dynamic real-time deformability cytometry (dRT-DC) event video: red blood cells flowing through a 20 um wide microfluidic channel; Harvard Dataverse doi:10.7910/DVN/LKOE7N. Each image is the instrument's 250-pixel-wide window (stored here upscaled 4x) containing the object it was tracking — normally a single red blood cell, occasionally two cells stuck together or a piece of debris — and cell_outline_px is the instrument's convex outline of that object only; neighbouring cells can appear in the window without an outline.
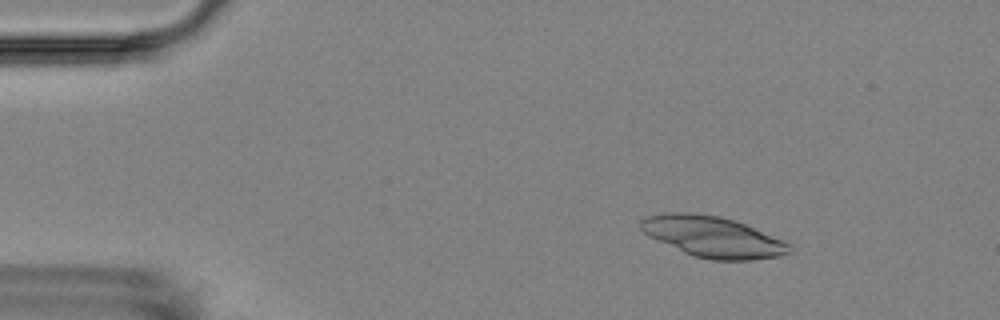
{"species": "Egyptian fruit bat (a non-hibernating species)", "species_latin": "Rousettus aegyptiacus", "temperature_condition": "room temperature", "stored_images_in_passage": 4, "camera_frame_rate_fps": 3000, "um_per_image_px": 0.085, "animal": {"sex": "female"}, "frame": {"image": 1, "passage_image": 2, "time_ms": 1.0, "image_size_px": [1000, 320], "cell_outline_px": [[792, 252], [776, 256], [752, 260], [712, 260], [692, 256], [648, 236], [640, 228], [640, 220], [648, 216], [664, 212], [688, 212], [720, 216], [744, 224], [784, 240], [792, 244]], "centroid_in_image_um": [60.58, 20.13], "position_along_channel_um": 24.4, "area_um2": 35.37}}